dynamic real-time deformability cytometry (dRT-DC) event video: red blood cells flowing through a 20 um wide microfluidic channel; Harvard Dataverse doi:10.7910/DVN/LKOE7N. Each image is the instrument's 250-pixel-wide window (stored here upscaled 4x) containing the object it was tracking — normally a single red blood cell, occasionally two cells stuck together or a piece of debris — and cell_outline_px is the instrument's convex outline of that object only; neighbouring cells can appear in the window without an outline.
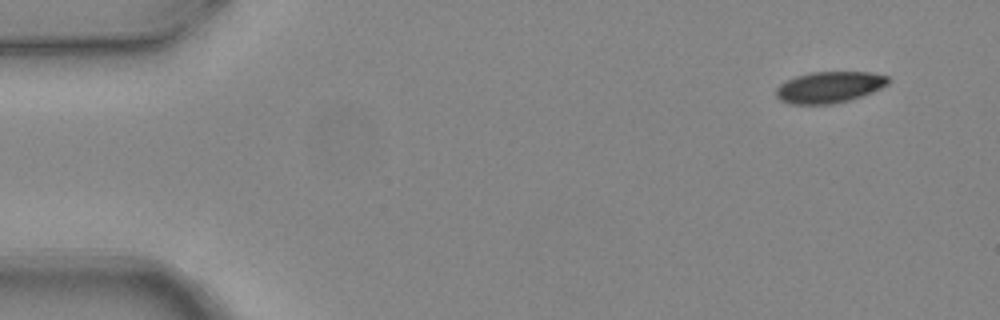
{"species": "common noctule bat (a hibernating species)", "species_latin": "Nyctalus noctula", "temperature_condition": "warm", "stored_images_in_passage": 5, "segment_of_instrument_passage": [1, 2], "camera_frame_rate_fps": 3000, "um_per_image_px": 0.085, "animal": {"sex": "female", "body_mass_g": 24.6, "forearm_length_mm": 56.2}, "frame": {"image": 1, "passage_image": 1, "time_ms": 0.0, "image_size_px": [1000, 320], "cell_outline_px": [[888, 84], [872, 92], [848, 100], [832, 104], [792, 104], [780, 100], [776, 96], [776, 88], [780, 84], [796, 76], [812, 72], [872, 72], [888, 76]], "centroid_in_image_um": [70.48, 7.41], "position_along_channel_um": 14.5, "area_um2": 20.29}}
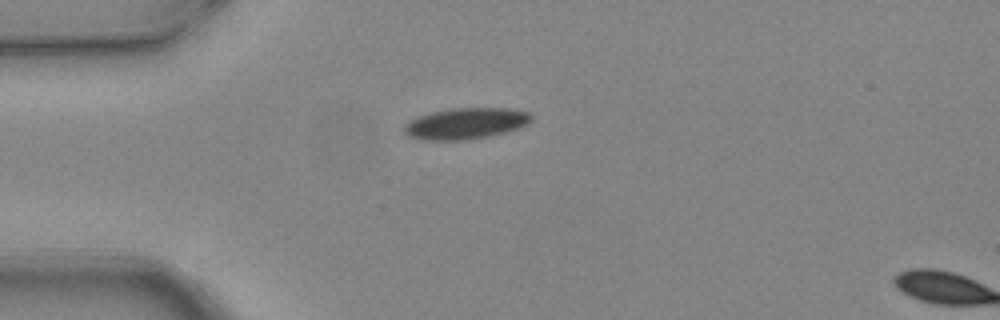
{"frame": {"image": 2, "passage_image": 4, "time_ms": 1.0, "image_size_px": [1000, 320], "cell_outline_px": [[532, 120], [528, 124], [504, 132], [488, 136], [468, 140], [424, 140], [408, 136], [404, 132], [404, 124], [408, 120], [416, 116], [432, 112], [452, 108], [508, 108], [528, 112], [532, 116]], "centroid_in_image_um": [39.54, 10.49], "position_along_channel_um": 45.5, "area_um2": 23.18}}